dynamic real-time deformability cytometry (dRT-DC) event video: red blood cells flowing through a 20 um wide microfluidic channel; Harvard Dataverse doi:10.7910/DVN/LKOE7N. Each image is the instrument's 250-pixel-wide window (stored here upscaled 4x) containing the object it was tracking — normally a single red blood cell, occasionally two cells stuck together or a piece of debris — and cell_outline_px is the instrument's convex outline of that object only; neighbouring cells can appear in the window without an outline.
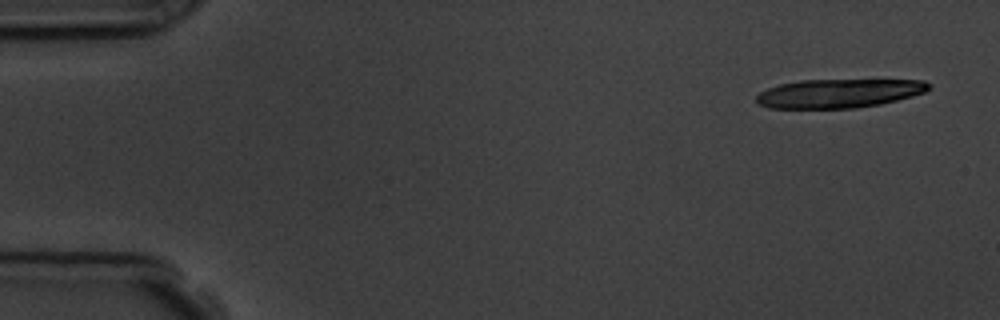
{"species": "common noctule bat (a hibernating species)", "species_latin": "Nyctalus noctula", "temperature_condition": "room temperature", "stored_images_in_passage": 6, "camera_frame_rate_fps": 3000, "um_per_image_px": 0.085, "animal": {"sex": "male", "body_mass_g": 19.5, "forearm_length_mm": 54.6}, "frame": {"image": 1, "passage_image": 1, "time_ms": 0.0, "image_size_px": [1000, 320], "cell_outline_px": [[932, 88], [924, 92], [912, 96], [880, 104], [856, 108], [768, 108], [756, 104], [756, 96], [760, 92], [768, 88], [780, 84], [800, 80], [924, 80], [932, 84]], "centroid_in_image_um": [71.3, 7.93], "position_along_channel_um": 13.7, "area_um2": 29.07}}